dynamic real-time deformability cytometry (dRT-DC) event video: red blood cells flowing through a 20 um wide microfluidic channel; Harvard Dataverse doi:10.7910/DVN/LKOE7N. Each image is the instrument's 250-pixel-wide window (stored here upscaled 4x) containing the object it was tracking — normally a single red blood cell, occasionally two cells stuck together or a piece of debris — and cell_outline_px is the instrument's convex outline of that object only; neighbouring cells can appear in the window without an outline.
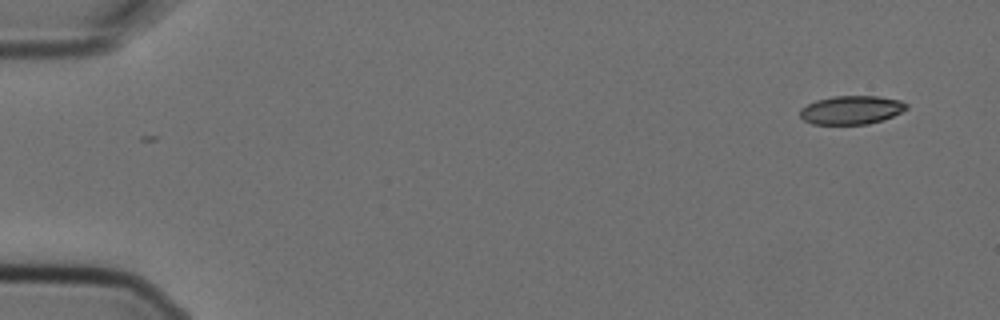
{"species": "Egyptian fruit bat (a non-hibernating species)", "species_latin": "Rousettus aegyptiacus", "temperature_condition": "cold", "stored_images_in_passage": 5, "camera_frame_rate_fps": 3000, "um_per_image_px": 0.085, "animal": {"sex": "female"}, "frame": {"image": 1, "passage_image": 1, "time_ms": 0.0, "image_size_px": [1000, 320], "cell_outline_px": [[908, 108], [884, 120], [868, 124], [812, 124], [804, 120], [800, 116], [800, 108], [816, 100], [836, 96], [876, 96], [900, 100], [908, 104]], "centroid_in_image_um": [72.37, 9.35], "position_along_channel_um": 12.6, "area_um2": 17.69}}
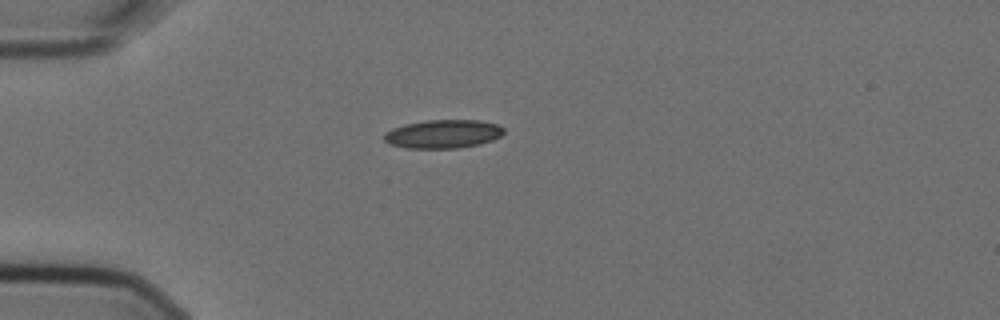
{"frame": {"image": 2, "passage_image": 4, "time_ms": 1.0, "image_size_px": [1000, 320], "cell_outline_px": [[504, 132], [500, 136], [492, 140], [480, 144], [456, 148], [404, 148], [388, 144], [384, 140], [384, 136], [392, 128], [404, 124], [428, 120], [480, 120], [496, 124], [504, 128]], "centroid_in_image_um": [37.66, 11.39], "position_along_channel_um": 47.3, "area_um2": 19.88}}